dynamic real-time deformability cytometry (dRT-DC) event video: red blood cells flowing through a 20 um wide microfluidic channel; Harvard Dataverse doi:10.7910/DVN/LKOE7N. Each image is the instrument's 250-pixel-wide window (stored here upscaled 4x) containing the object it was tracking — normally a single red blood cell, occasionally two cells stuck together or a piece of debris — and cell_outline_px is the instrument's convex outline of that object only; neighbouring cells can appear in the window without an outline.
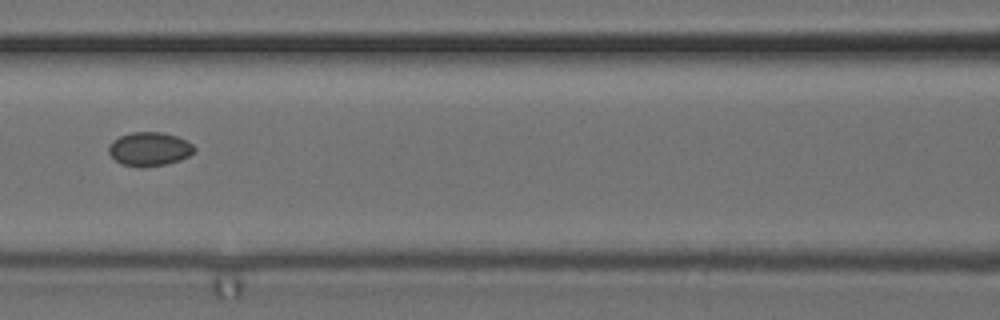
{"species": "common noctule bat (a hibernating species)", "species_latin": "Nyctalus noctula", "temperature_condition": "cold", "stored_images_in_passage": 10, "camera_frame_rate_fps": 3000, "um_per_image_px": 0.085, "animal": {"sex": "female", "body_mass_g": 24.6, "forearm_length_mm": 56.2}, "frame": {"image": 1, "passage_image": 7, "time_ms": 2.0, "image_size_px": [1000, 320], "cell_outline_px": [[196, 152], [180, 160], [168, 164], [144, 168], [140, 168], [120, 164], [108, 152], [108, 148], [112, 140], [120, 136], [132, 132], [160, 132], [176, 136], [192, 144], [196, 148]], "centroid_in_image_um": [12.7, 12.69], "position_along_channel_um": 153.9, "area_um2": 17.05}}
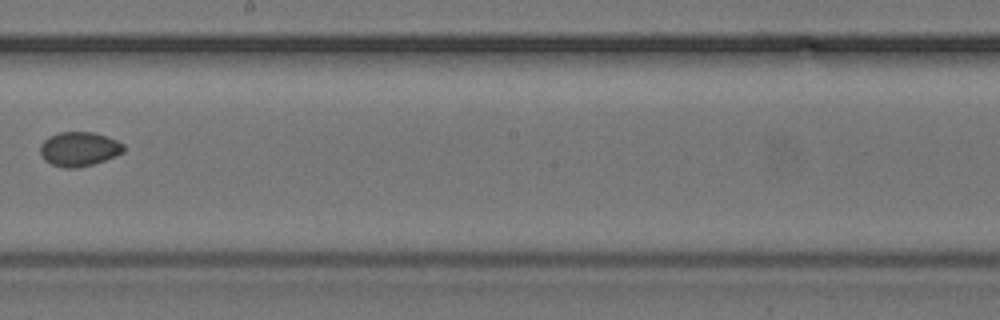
{"frame": {"image": 2, "passage_image": 9, "time_ms": 2.667, "image_size_px": [1000, 320], "cell_outline_px": [[124, 152], [116, 156], [92, 164], [76, 168], [64, 168], [52, 164], [44, 160], [40, 156], [40, 144], [48, 136], [60, 132], [96, 132], [116, 140], [124, 144]], "centroid_in_image_um": [6.71, 12.66], "position_along_channel_um": 241.5, "area_um2": 16.82}}
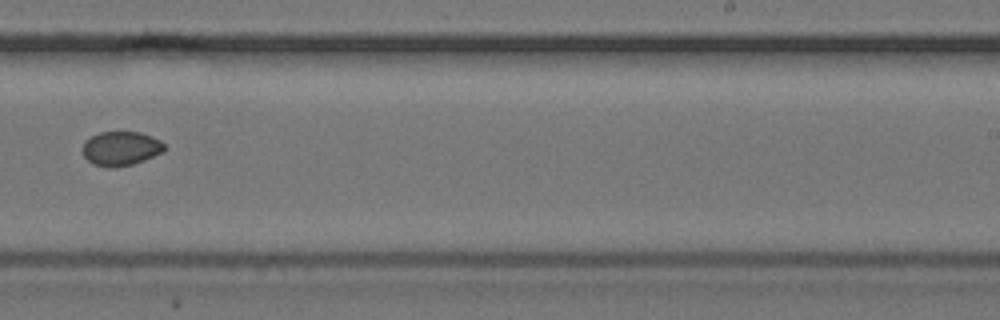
{"frame": {"image": 3, "passage_image": 10, "time_ms": 3.0, "image_size_px": [1000, 320], "cell_outline_px": [[168, 148], [164, 152], [144, 160], [132, 164], [116, 168], [108, 168], [92, 164], [84, 156], [84, 140], [100, 132], [140, 132], [160, 140]], "centroid_in_image_um": [10.3, 12.63], "position_along_channel_um": 278.7, "area_um2": 16.42}}